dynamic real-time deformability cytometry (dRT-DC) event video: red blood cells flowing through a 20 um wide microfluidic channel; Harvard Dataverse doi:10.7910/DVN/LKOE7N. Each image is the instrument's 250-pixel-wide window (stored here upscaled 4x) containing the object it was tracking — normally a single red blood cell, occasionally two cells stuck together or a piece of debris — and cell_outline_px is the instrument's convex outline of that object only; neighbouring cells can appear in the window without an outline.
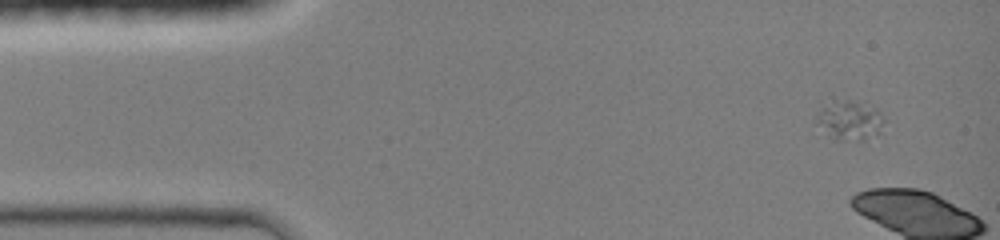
{"species": "common noctule bat (a hibernating species)", "species_latin": "Nyctalus noctula", "temperature_condition": "room temperature", "stored_images_in_passage": 5, "camera_frame_rate_fps": 3000, "um_per_image_px": 0.085, "animal": {"sex": "female", "body_mass_g": 19.0, "forearm_length_mm": 51.5}, "frame": {"image": 1, "passage_image": 1, "time_ms": 0.0, "image_size_px": [1000, 240], "cell_outline_px": [[888, 120], [880, 132], [864, 140], [840, 140], [832, 136], [816, 120], [816, 116], [832, 92], [876, 108]], "centroid_in_image_um": [72.25, 10.09], "position_along_channel_um": 12.8, "area_um2": 16.36}}